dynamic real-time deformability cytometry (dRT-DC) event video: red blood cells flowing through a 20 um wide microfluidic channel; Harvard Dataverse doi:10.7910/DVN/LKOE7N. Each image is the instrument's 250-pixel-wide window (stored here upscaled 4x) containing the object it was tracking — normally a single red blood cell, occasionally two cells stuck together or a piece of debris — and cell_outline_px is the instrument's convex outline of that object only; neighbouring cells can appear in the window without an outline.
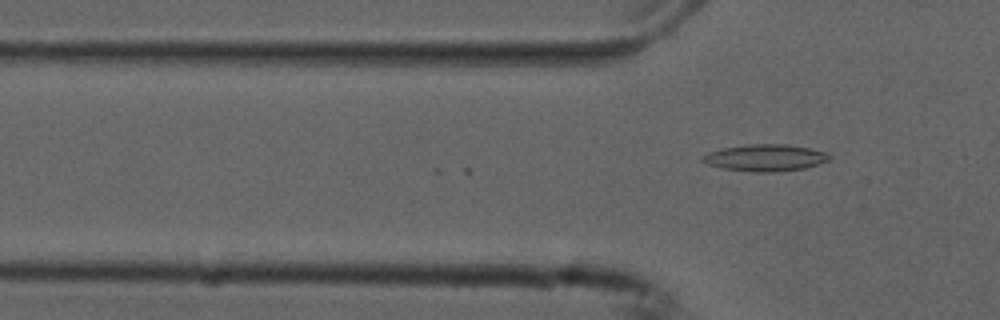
{"species": "common noctule bat (a hibernating species)", "species_latin": "Nyctalus noctula", "temperature_condition": "cold", "stored_images_in_passage": 5, "camera_frame_rate_fps": 3000, "um_per_image_px": 0.085, "animal": {"sex": "male", "forearm_length_mm": 52.5}, "frame": {"image": 1, "passage_image": 5, "time_ms": 1.333, "image_size_px": [1000, 320], "cell_outline_px": [[832, 156], [828, 160], [804, 168], [776, 172], [756, 172], [724, 168], [708, 164], [700, 160], [700, 156], [708, 152], [724, 148], [748, 144], [784, 144], [808, 148], [828, 152]], "centroid_in_image_um": [65.04, 13.4], "position_along_channel_um": 60.8, "area_um2": 19.65}}